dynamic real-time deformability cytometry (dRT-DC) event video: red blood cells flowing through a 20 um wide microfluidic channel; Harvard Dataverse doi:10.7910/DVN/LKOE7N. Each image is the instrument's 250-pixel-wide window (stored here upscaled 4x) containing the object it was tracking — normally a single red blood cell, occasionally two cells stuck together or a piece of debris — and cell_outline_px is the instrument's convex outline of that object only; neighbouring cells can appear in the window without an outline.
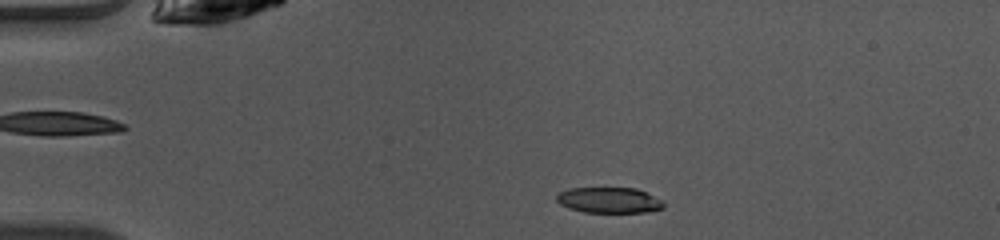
{"species": "common noctule bat (a hibernating species)", "species_latin": "Nyctalus noctula", "temperature_condition": "warm", "stored_images_in_passage": 49, "camera_frame_rate_fps": 3000, "um_per_image_px": 0.085, "animal": {"sex": "female", "body_mass_g": 10.0, "forearm_length_mm": 53.1}, "frame": {"image": 1, "passage_image": 10, "time_ms": 3.0, "image_size_px": [1000, 240], "cell_outline_px": [[664, 208], [644, 212], [584, 212], [568, 208], [560, 204], [556, 200], [556, 196], [560, 192], [568, 188], [636, 188], [664, 200]], "centroid_in_image_um": [51.78, 17.01], "position_along_channel_um": 33.2, "area_um2": 16.07}}
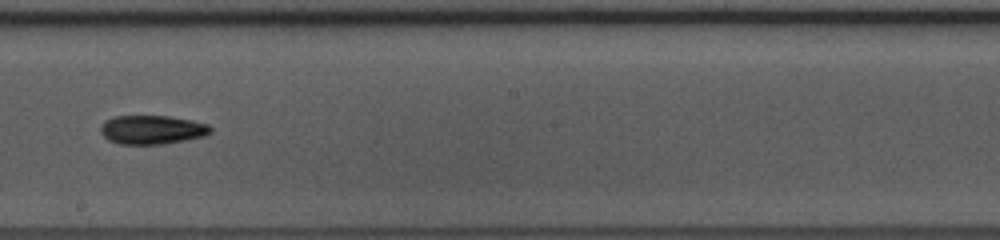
{"frame": {"image": 2, "passage_image": 28, "time_ms": 9.0, "image_size_px": [1000, 240], "cell_outline_px": [[212, 132], [204, 136], [164, 144], [120, 144], [108, 140], [100, 132], [100, 128], [104, 120], [116, 116], [168, 116], [192, 120], [208, 124], [212, 128]], "centroid_in_image_um": [12.92, 11.02], "position_along_channel_um": 235.3, "area_um2": 18.55}}
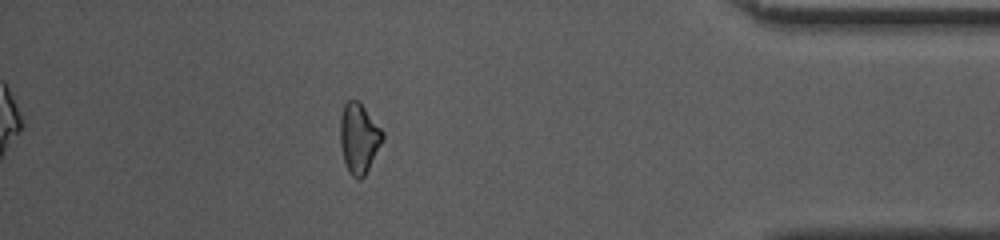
{"frame": {"image": 3, "passage_image": 43, "time_ms": 14.0, "image_size_px": [1000, 240], "cell_outline_px": [[384, 140], [364, 176], [360, 180], [352, 176], [348, 172], [344, 160], [340, 144], [340, 116], [344, 104], [348, 100], [356, 100], [364, 108], [384, 132]], "centroid_in_image_um": [30.5, 11.76], "position_along_channel_um": 404.7, "area_um2": 17.22}, "authors_computed_cell_mechanics": {"area_um2": 17.5712, "velocity_mm_per_s": 4.1119, "shape_relaxation_time_tau1_ms": 6.8651, "shape_relaxation_time_tau2_ms": 4.6484, "deformation_change_tau1": 0.1631, "deformation_change_tau2": 0.1451}}